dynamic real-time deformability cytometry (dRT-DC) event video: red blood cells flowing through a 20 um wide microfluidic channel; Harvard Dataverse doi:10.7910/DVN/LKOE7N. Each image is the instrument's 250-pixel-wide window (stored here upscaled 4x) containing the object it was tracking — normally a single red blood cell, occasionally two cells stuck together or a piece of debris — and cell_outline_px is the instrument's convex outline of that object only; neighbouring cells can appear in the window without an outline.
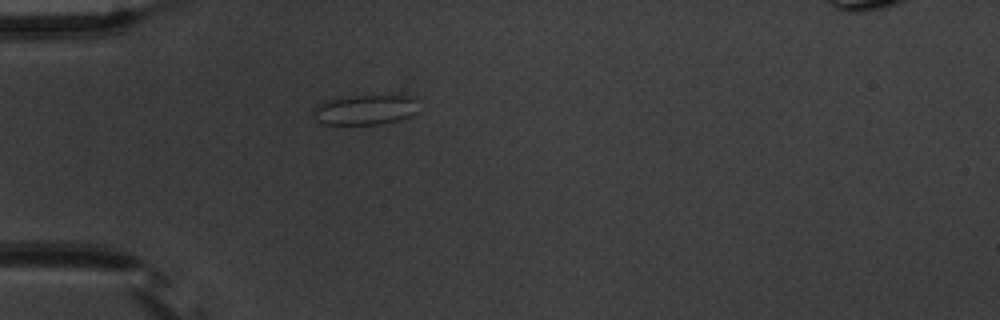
{"species": "common noctule bat (a hibernating species)", "species_latin": "Nyctalus noctula", "temperature_condition": "warm", "stored_images_in_passage": 1, "camera_frame_rate_fps": 3000, "um_per_image_px": 0.085, "animal": {"sex": "male", "body_mass_g": 20.1, "forearm_length_mm": 53.5}, "frame": {"image": 1, "passage_image": 1, "time_ms": 0.0, "image_size_px": [1000, 320], "cell_outline_px": [[416, 112], [412, 116], [400, 120], [380, 124], [320, 124], [316, 120], [312, 112], [312, 108], [316, 104], [324, 100], [352, 96], [408, 96], [412, 100]], "centroid_in_image_um": [30.91, 9.35], "position_along_channel_um": 54.1, "area_um2": 18.26}}